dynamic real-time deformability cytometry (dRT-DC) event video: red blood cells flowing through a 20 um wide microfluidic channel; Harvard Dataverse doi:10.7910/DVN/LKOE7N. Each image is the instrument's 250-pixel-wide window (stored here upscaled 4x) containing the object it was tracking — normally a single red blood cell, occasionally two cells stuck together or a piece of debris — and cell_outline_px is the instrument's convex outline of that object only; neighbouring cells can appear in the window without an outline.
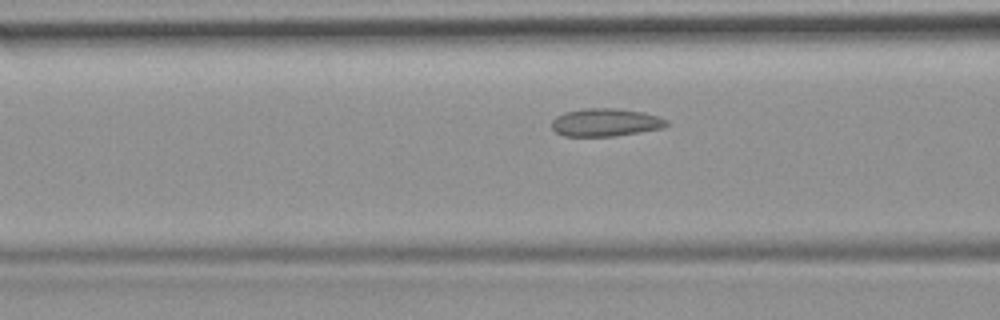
{"species": "common noctule bat (a hibernating species)", "species_latin": "Nyctalus noctula", "temperature_condition": "room temperature", "stored_images_in_passage": 30, "camera_frame_rate_fps": 3000, "um_per_image_px": 0.085, "animal": {"sex": "female", "body_mass_g": 19.9}, "frame": {"image": 1, "passage_image": 9, "time_ms": 2.667, "image_size_px": [1000, 320], "cell_outline_px": [[668, 124], [664, 128], [616, 136], [564, 136], [556, 132], [552, 128], [552, 120], [556, 116], [564, 112], [584, 108], [616, 108], [644, 112], [668, 120]], "centroid_in_image_um": [51.47, 10.4], "position_along_channel_um": 115.1, "area_um2": 18.79}}
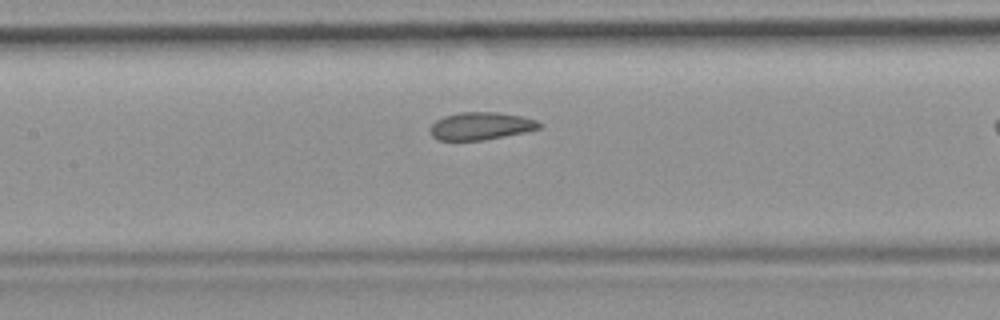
{"frame": {"image": 2, "passage_image": 13, "time_ms": 4.0, "image_size_px": [1000, 320], "cell_outline_px": [[544, 124], [540, 128], [524, 132], [484, 140], [440, 140], [432, 136], [428, 128], [436, 120], [444, 116], [460, 112], [496, 112], [520, 116], [536, 120]], "centroid_in_image_um": [40.85, 10.71], "position_along_channel_um": 166.5, "area_um2": 17.51}}